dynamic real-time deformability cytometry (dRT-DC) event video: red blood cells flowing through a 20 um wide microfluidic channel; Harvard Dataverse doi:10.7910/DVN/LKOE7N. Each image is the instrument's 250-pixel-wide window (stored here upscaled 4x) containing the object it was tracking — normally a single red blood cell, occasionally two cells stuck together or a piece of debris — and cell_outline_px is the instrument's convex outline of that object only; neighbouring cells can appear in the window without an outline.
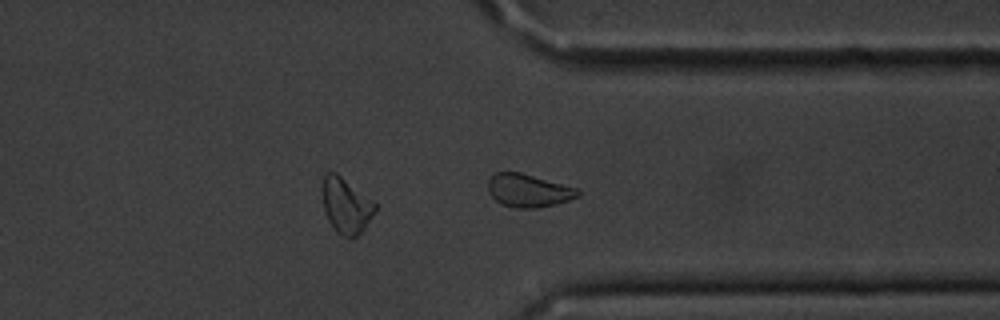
{"species": "common noctule bat (a hibernating species)", "species_latin": "Nyctalus noctula", "temperature_condition": "cold", "stored_images_in_passage": 28, "camera_frame_rate_fps": 3000, "um_per_image_px": 0.085, "animal": {"sex": "male", "body_mass_g": 20.1, "forearm_length_mm": 53.5}, "frame": {"image": 1, "passage_image": 28, "time_ms": 9.0, "image_size_px": [1000, 320], "cell_outline_px": [[580, 196], [556, 204], [536, 208], [516, 208], [504, 204], [496, 200], [488, 192], [488, 180], [496, 172], [520, 172], [580, 188]], "centroid_in_image_um": [44.96, 16.19], "position_along_channel_um": 366.4, "area_um2": 17.34}, "authors_computed_cell_mechanics": {"area_um2": 16.5308, "velocity_mm_per_s": 3.5961, "shape_relaxation_time_tau1_ms": 4.7274, "shape_relaxation_time_tau2_ms": 5.6638, "deformation_change_tau1": 0.1079, "deformation_change_tau2": 0.1154}}